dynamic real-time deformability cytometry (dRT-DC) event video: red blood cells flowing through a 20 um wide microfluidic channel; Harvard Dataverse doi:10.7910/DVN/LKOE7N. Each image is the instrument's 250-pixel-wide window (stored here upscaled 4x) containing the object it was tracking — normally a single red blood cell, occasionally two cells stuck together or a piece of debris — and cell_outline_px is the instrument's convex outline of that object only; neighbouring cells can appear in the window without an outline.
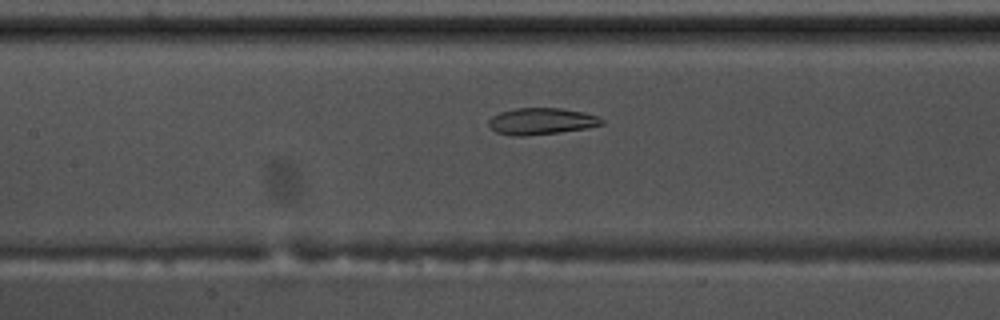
{"species": "common noctule bat (a hibernating species)", "species_latin": "Nyctalus noctula", "temperature_condition": "warm", "stored_images_in_passage": 51, "camera_frame_rate_fps": 3000, "um_per_image_px": 0.085, "animal": {"sex": "male", "body_mass_g": 17.5, "forearm_length_mm": 52.3}, "frame": {"image": 1, "passage_image": 21, "time_ms": 6.667, "image_size_px": [1000, 320], "cell_outline_px": [[604, 124], [584, 128], [560, 132], [524, 136], [516, 136], [496, 132], [488, 124], [488, 120], [492, 116], [500, 112], [516, 108], [560, 108], [584, 112], [596, 116], [604, 120]], "centroid_in_image_um": [46.0, 10.3], "position_along_channel_um": 161.4, "area_um2": 17.4}}
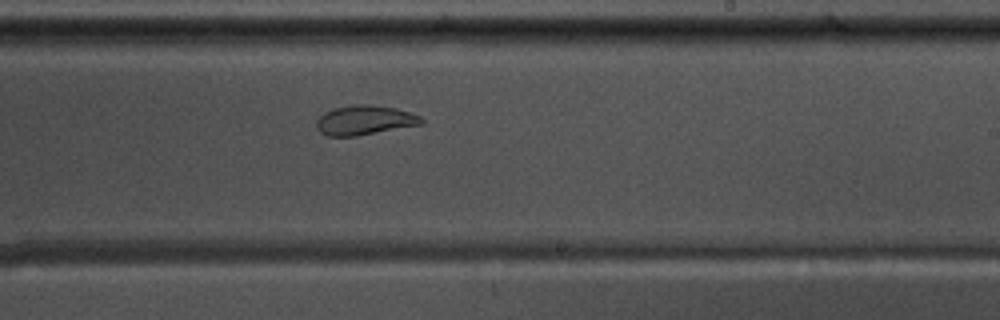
{"frame": {"image": 2, "passage_image": 29, "time_ms": 9.333, "image_size_px": [1000, 320], "cell_outline_px": [[424, 124], [356, 136], [328, 136], [320, 132], [316, 128], [316, 120], [324, 112], [336, 108], [352, 104], [368, 104], [396, 108], [420, 116], [424, 120]], "centroid_in_image_um": [30.99, 10.22], "position_along_channel_um": 258.0, "area_um2": 18.09}}
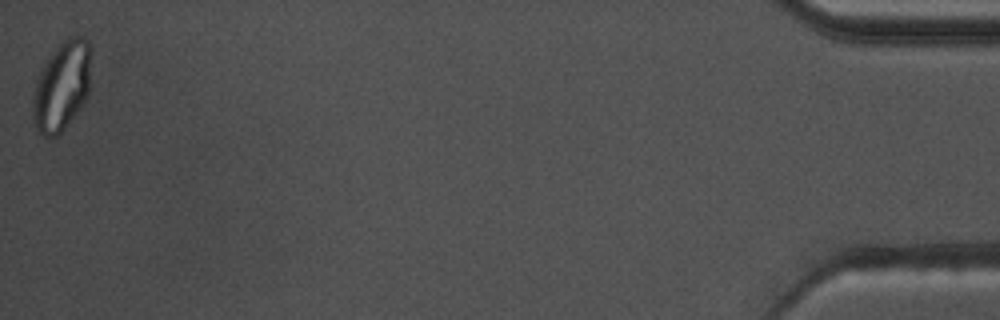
{"frame": {"image": 3, "passage_image": 51, "time_ms": 16.667, "image_size_px": [1000, 320], "cell_outline_px": [[92, 52], [88, 96], [84, 104], [60, 136], [52, 140], [44, 136], [36, 128], [32, 120], [32, 96], [36, 80], [44, 60], [64, 40], [72, 36], [84, 36], [88, 40]], "centroid_in_image_um": [5.26, 7.36], "position_along_channel_um": 429.9, "area_um2": 31.44}, "authors_computed_cell_mechanics": {"area_um2": 21.2126, "velocity_mm_per_s": 3.6379, "shape_relaxation_time_tau1_ms": null, "shape_relaxation_time_tau2_ms": 1.4655, "deformation_change_tau1": null, "deformation_change_tau2": 0.0672}}